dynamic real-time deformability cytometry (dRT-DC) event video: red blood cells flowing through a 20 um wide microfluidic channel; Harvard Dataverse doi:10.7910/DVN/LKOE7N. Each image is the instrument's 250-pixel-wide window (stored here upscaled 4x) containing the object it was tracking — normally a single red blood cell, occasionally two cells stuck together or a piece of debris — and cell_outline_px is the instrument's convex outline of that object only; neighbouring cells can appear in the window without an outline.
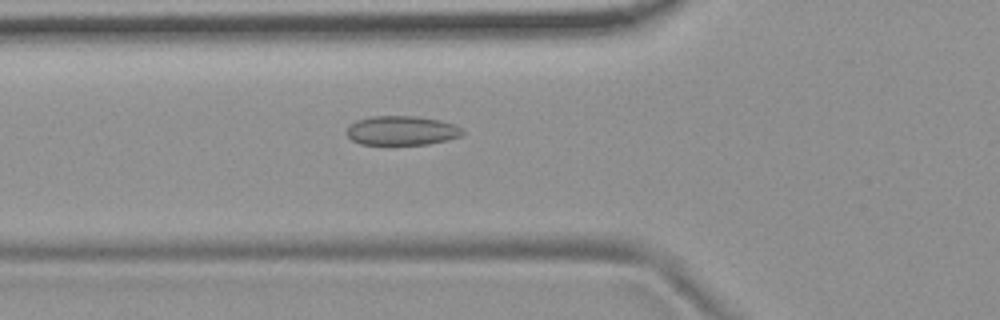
{"species": "common noctule bat (a hibernating species)", "species_latin": "Nyctalus noctula", "temperature_condition": "room temperature", "stored_images_in_passage": 45, "camera_frame_rate_fps": 3000, "um_per_image_px": 0.085, "animal": {"sex": "female", "body_mass_g": 19.9}, "frame": {"image": 1, "passage_image": 10, "time_ms": 3.0, "image_size_px": [1000, 320], "cell_outline_px": [[464, 132], [460, 136], [448, 140], [428, 144], [360, 144], [352, 140], [348, 136], [348, 128], [356, 120], [368, 116], [416, 116], [440, 120], [456, 124]], "centroid_in_image_um": [34.17, 11.09], "position_along_channel_um": 91.6, "area_um2": 19.71}}
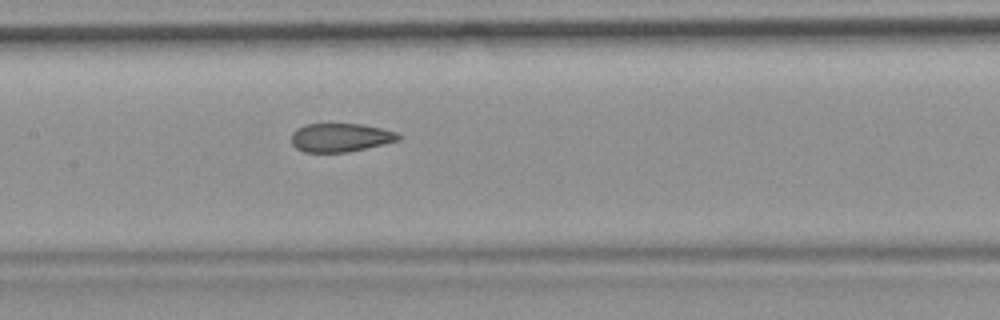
{"frame": {"image": 2, "passage_image": 17, "time_ms": 5.333, "image_size_px": [1000, 320], "cell_outline_px": [[400, 140], [384, 144], [348, 152], [304, 152], [296, 148], [292, 144], [292, 132], [296, 128], [304, 124], [364, 124], [396, 132], [400, 136]], "centroid_in_image_um": [28.92, 11.69], "position_along_channel_um": 178.5, "area_um2": 17.86}}
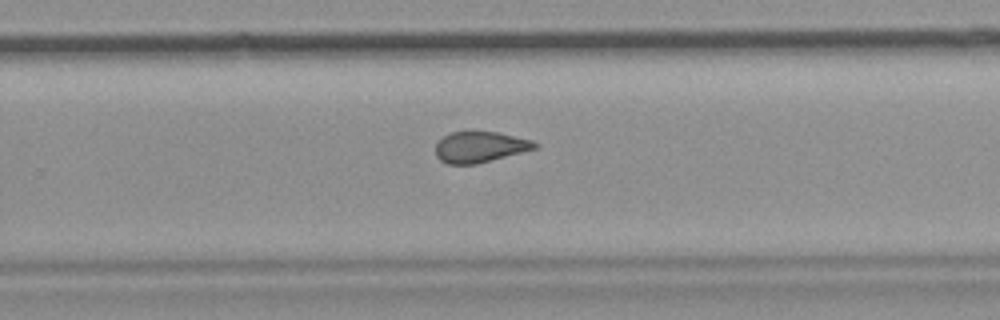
{"frame": {"image": 3, "passage_image": 26, "time_ms": 8.333, "image_size_px": [1000, 320], "cell_outline_px": [[540, 144], [536, 148], [476, 164], [448, 164], [440, 160], [436, 156], [436, 144], [444, 136], [452, 132], [496, 132], [532, 140]], "centroid_in_image_um": [40.79, 12.5], "position_along_channel_um": 289.0, "area_um2": 17.57}}